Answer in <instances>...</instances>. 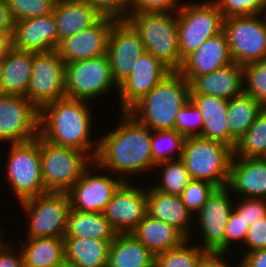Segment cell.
<instances>
[{
	"mask_svg": "<svg viewBox=\"0 0 266 267\" xmlns=\"http://www.w3.org/2000/svg\"><path fill=\"white\" fill-rule=\"evenodd\" d=\"M121 114V125L99 140L93 165L109 169L112 174H119L124 181H129L125 176L155 169L151 151L152 130L127 111Z\"/></svg>",
	"mask_w": 266,
	"mask_h": 267,
	"instance_id": "cell-1",
	"label": "cell"
},
{
	"mask_svg": "<svg viewBox=\"0 0 266 267\" xmlns=\"http://www.w3.org/2000/svg\"><path fill=\"white\" fill-rule=\"evenodd\" d=\"M88 102L64 97L44 105L40 109L39 135L54 145L82 151L94 161L98 143L90 138L92 121Z\"/></svg>",
	"mask_w": 266,
	"mask_h": 267,
	"instance_id": "cell-2",
	"label": "cell"
},
{
	"mask_svg": "<svg viewBox=\"0 0 266 267\" xmlns=\"http://www.w3.org/2000/svg\"><path fill=\"white\" fill-rule=\"evenodd\" d=\"M189 100V82L172 71L127 112L151 130H174L177 114Z\"/></svg>",
	"mask_w": 266,
	"mask_h": 267,
	"instance_id": "cell-3",
	"label": "cell"
},
{
	"mask_svg": "<svg viewBox=\"0 0 266 267\" xmlns=\"http://www.w3.org/2000/svg\"><path fill=\"white\" fill-rule=\"evenodd\" d=\"M175 14H126L125 19L139 33L145 51L162 61L172 71H179L183 61L179 51L177 12Z\"/></svg>",
	"mask_w": 266,
	"mask_h": 267,
	"instance_id": "cell-4",
	"label": "cell"
},
{
	"mask_svg": "<svg viewBox=\"0 0 266 267\" xmlns=\"http://www.w3.org/2000/svg\"><path fill=\"white\" fill-rule=\"evenodd\" d=\"M232 155L229 146L197 136L185 138L181 159L192 180L221 188L227 185Z\"/></svg>",
	"mask_w": 266,
	"mask_h": 267,
	"instance_id": "cell-5",
	"label": "cell"
},
{
	"mask_svg": "<svg viewBox=\"0 0 266 267\" xmlns=\"http://www.w3.org/2000/svg\"><path fill=\"white\" fill-rule=\"evenodd\" d=\"M40 160L41 176L47 192H67L93 161L82 151L54 145L41 136Z\"/></svg>",
	"mask_w": 266,
	"mask_h": 267,
	"instance_id": "cell-6",
	"label": "cell"
},
{
	"mask_svg": "<svg viewBox=\"0 0 266 267\" xmlns=\"http://www.w3.org/2000/svg\"><path fill=\"white\" fill-rule=\"evenodd\" d=\"M178 41L181 60L184 61L208 38L223 31L224 17L213 1L180 5Z\"/></svg>",
	"mask_w": 266,
	"mask_h": 267,
	"instance_id": "cell-7",
	"label": "cell"
},
{
	"mask_svg": "<svg viewBox=\"0 0 266 267\" xmlns=\"http://www.w3.org/2000/svg\"><path fill=\"white\" fill-rule=\"evenodd\" d=\"M9 148L5 174L19 203L46 193L41 176L40 135Z\"/></svg>",
	"mask_w": 266,
	"mask_h": 267,
	"instance_id": "cell-8",
	"label": "cell"
},
{
	"mask_svg": "<svg viewBox=\"0 0 266 267\" xmlns=\"http://www.w3.org/2000/svg\"><path fill=\"white\" fill-rule=\"evenodd\" d=\"M20 204L31 218L27 238L65 236L71 209L67 192H46Z\"/></svg>",
	"mask_w": 266,
	"mask_h": 267,
	"instance_id": "cell-9",
	"label": "cell"
},
{
	"mask_svg": "<svg viewBox=\"0 0 266 267\" xmlns=\"http://www.w3.org/2000/svg\"><path fill=\"white\" fill-rule=\"evenodd\" d=\"M259 15L224 19L230 55L241 66L266 59V25Z\"/></svg>",
	"mask_w": 266,
	"mask_h": 267,
	"instance_id": "cell-10",
	"label": "cell"
},
{
	"mask_svg": "<svg viewBox=\"0 0 266 267\" xmlns=\"http://www.w3.org/2000/svg\"><path fill=\"white\" fill-rule=\"evenodd\" d=\"M114 85L118 89L106 54L65 65V95L68 98L92 101Z\"/></svg>",
	"mask_w": 266,
	"mask_h": 267,
	"instance_id": "cell-11",
	"label": "cell"
},
{
	"mask_svg": "<svg viewBox=\"0 0 266 267\" xmlns=\"http://www.w3.org/2000/svg\"><path fill=\"white\" fill-rule=\"evenodd\" d=\"M65 65L56 50L33 53L32 74L25 97L39 110L66 97Z\"/></svg>",
	"mask_w": 266,
	"mask_h": 267,
	"instance_id": "cell-12",
	"label": "cell"
},
{
	"mask_svg": "<svg viewBox=\"0 0 266 267\" xmlns=\"http://www.w3.org/2000/svg\"><path fill=\"white\" fill-rule=\"evenodd\" d=\"M40 110L25 96L0 94V142L25 143L39 135Z\"/></svg>",
	"mask_w": 266,
	"mask_h": 267,
	"instance_id": "cell-13",
	"label": "cell"
},
{
	"mask_svg": "<svg viewBox=\"0 0 266 267\" xmlns=\"http://www.w3.org/2000/svg\"><path fill=\"white\" fill-rule=\"evenodd\" d=\"M144 52L139 33L126 19H117L110 29L106 51L117 85L131 74L135 62Z\"/></svg>",
	"mask_w": 266,
	"mask_h": 267,
	"instance_id": "cell-14",
	"label": "cell"
},
{
	"mask_svg": "<svg viewBox=\"0 0 266 267\" xmlns=\"http://www.w3.org/2000/svg\"><path fill=\"white\" fill-rule=\"evenodd\" d=\"M230 192V193H229ZM229 188H216L197 212L203 243L199 247L207 252L224 253V235L228 217L235 207ZM233 202V203H232Z\"/></svg>",
	"mask_w": 266,
	"mask_h": 267,
	"instance_id": "cell-15",
	"label": "cell"
},
{
	"mask_svg": "<svg viewBox=\"0 0 266 267\" xmlns=\"http://www.w3.org/2000/svg\"><path fill=\"white\" fill-rule=\"evenodd\" d=\"M93 161L79 180L67 191L72 209L84 212H103L114 193L125 182L119 175L90 174Z\"/></svg>",
	"mask_w": 266,
	"mask_h": 267,
	"instance_id": "cell-16",
	"label": "cell"
},
{
	"mask_svg": "<svg viewBox=\"0 0 266 267\" xmlns=\"http://www.w3.org/2000/svg\"><path fill=\"white\" fill-rule=\"evenodd\" d=\"M125 181L103 211L117 233H131L147 215L146 190Z\"/></svg>",
	"mask_w": 266,
	"mask_h": 267,
	"instance_id": "cell-17",
	"label": "cell"
},
{
	"mask_svg": "<svg viewBox=\"0 0 266 267\" xmlns=\"http://www.w3.org/2000/svg\"><path fill=\"white\" fill-rule=\"evenodd\" d=\"M117 18L103 15L93 26L59 42L56 52L65 64L106 54L110 29Z\"/></svg>",
	"mask_w": 266,
	"mask_h": 267,
	"instance_id": "cell-18",
	"label": "cell"
},
{
	"mask_svg": "<svg viewBox=\"0 0 266 267\" xmlns=\"http://www.w3.org/2000/svg\"><path fill=\"white\" fill-rule=\"evenodd\" d=\"M171 72L167 65L149 52L141 54L131 74L118 85L121 111H128Z\"/></svg>",
	"mask_w": 266,
	"mask_h": 267,
	"instance_id": "cell-19",
	"label": "cell"
},
{
	"mask_svg": "<svg viewBox=\"0 0 266 267\" xmlns=\"http://www.w3.org/2000/svg\"><path fill=\"white\" fill-rule=\"evenodd\" d=\"M13 48L33 53L56 50L57 23L53 13L14 22Z\"/></svg>",
	"mask_w": 266,
	"mask_h": 267,
	"instance_id": "cell-20",
	"label": "cell"
},
{
	"mask_svg": "<svg viewBox=\"0 0 266 267\" xmlns=\"http://www.w3.org/2000/svg\"><path fill=\"white\" fill-rule=\"evenodd\" d=\"M226 187L233 190L238 197L265 199L266 157L232 155Z\"/></svg>",
	"mask_w": 266,
	"mask_h": 267,
	"instance_id": "cell-21",
	"label": "cell"
},
{
	"mask_svg": "<svg viewBox=\"0 0 266 267\" xmlns=\"http://www.w3.org/2000/svg\"><path fill=\"white\" fill-rule=\"evenodd\" d=\"M233 63L224 31L208 38L184 61L179 72L190 82L200 75L209 74Z\"/></svg>",
	"mask_w": 266,
	"mask_h": 267,
	"instance_id": "cell-22",
	"label": "cell"
},
{
	"mask_svg": "<svg viewBox=\"0 0 266 267\" xmlns=\"http://www.w3.org/2000/svg\"><path fill=\"white\" fill-rule=\"evenodd\" d=\"M190 95H211L225 100L244 93L243 66L233 62L190 82Z\"/></svg>",
	"mask_w": 266,
	"mask_h": 267,
	"instance_id": "cell-23",
	"label": "cell"
},
{
	"mask_svg": "<svg viewBox=\"0 0 266 267\" xmlns=\"http://www.w3.org/2000/svg\"><path fill=\"white\" fill-rule=\"evenodd\" d=\"M57 23L58 44L61 40L93 26L103 15L88 2L57 0L53 9Z\"/></svg>",
	"mask_w": 266,
	"mask_h": 267,
	"instance_id": "cell-24",
	"label": "cell"
},
{
	"mask_svg": "<svg viewBox=\"0 0 266 267\" xmlns=\"http://www.w3.org/2000/svg\"><path fill=\"white\" fill-rule=\"evenodd\" d=\"M146 193L147 213L156 219L175 226L189 238V228L192 226L193 214L186 209L181 196L166 194L153 187L149 191L146 190Z\"/></svg>",
	"mask_w": 266,
	"mask_h": 267,
	"instance_id": "cell-25",
	"label": "cell"
},
{
	"mask_svg": "<svg viewBox=\"0 0 266 267\" xmlns=\"http://www.w3.org/2000/svg\"><path fill=\"white\" fill-rule=\"evenodd\" d=\"M190 100L202 114L200 137L229 146L228 100L211 95H190Z\"/></svg>",
	"mask_w": 266,
	"mask_h": 267,
	"instance_id": "cell-26",
	"label": "cell"
},
{
	"mask_svg": "<svg viewBox=\"0 0 266 267\" xmlns=\"http://www.w3.org/2000/svg\"><path fill=\"white\" fill-rule=\"evenodd\" d=\"M131 234L155 256L181 245L188 239L175 226L156 219L148 213Z\"/></svg>",
	"mask_w": 266,
	"mask_h": 267,
	"instance_id": "cell-27",
	"label": "cell"
},
{
	"mask_svg": "<svg viewBox=\"0 0 266 267\" xmlns=\"http://www.w3.org/2000/svg\"><path fill=\"white\" fill-rule=\"evenodd\" d=\"M156 256L131 233H117L110 243L106 267H152Z\"/></svg>",
	"mask_w": 266,
	"mask_h": 267,
	"instance_id": "cell-28",
	"label": "cell"
},
{
	"mask_svg": "<svg viewBox=\"0 0 266 267\" xmlns=\"http://www.w3.org/2000/svg\"><path fill=\"white\" fill-rule=\"evenodd\" d=\"M33 52L12 48L2 62L0 94L26 96L32 74Z\"/></svg>",
	"mask_w": 266,
	"mask_h": 267,
	"instance_id": "cell-29",
	"label": "cell"
},
{
	"mask_svg": "<svg viewBox=\"0 0 266 267\" xmlns=\"http://www.w3.org/2000/svg\"><path fill=\"white\" fill-rule=\"evenodd\" d=\"M112 241L64 237V261L74 267H106Z\"/></svg>",
	"mask_w": 266,
	"mask_h": 267,
	"instance_id": "cell-30",
	"label": "cell"
},
{
	"mask_svg": "<svg viewBox=\"0 0 266 267\" xmlns=\"http://www.w3.org/2000/svg\"><path fill=\"white\" fill-rule=\"evenodd\" d=\"M21 246L24 267H56L64 261V237L27 238Z\"/></svg>",
	"mask_w": 266,
	"mask_h": 267,
	"instance_id": "cell-31",
	"label": "cell"
},
{
	"mask_svg": "<svg viewBox=\"0 0 266 267\" xmlns=\"http://www.w3.org/2000/svg\"><path fill=\"white\" fill-rule=\"evenodd\" d=\"M117 232L103 212H84L70 209L64 237L92 238L97 240H114Z\"/></svg>",
	"mask_w": 266,
	"mask_h": 267,
	"instance_id": "cell-32",
	"label": "cell"
},
{
	"mask_svg": "<svg viewBox=\"0 0 266 267\" xmlns=\"http://www.w3.org/2000/svg\"><path fill=\"white\" fill-rule=\"evenodd\" d=\"M263 108L258 101L245 93L228 100L229 147L232 150Z\"/></svg>",
	"mask_w": 266,
	"mask_h": 267,
	"instance_id": "cell-33",
	"label": "cell"
},
{
	"mask_svg": "<svg viewBox=\"0 0 266 267\" xmlns=\"http://www.w3.org/2000/svg\"><path fill=\"white\" fill-rule=\"evenodd\" d=\"M233 156L266 157V107L261 110L254 123L236 142Z\"/></svg>",
	"mask_w": 266,
	"mask_h": 267,
	"instance_id": "cell-34",
	"label": "cell"
},
{
	"mask_svg": "<svg viewBox=\"0 0 266 267\" xmlns=\"http://www.w3.org/2000/svg\"><path fill=\"white\" fill-rule=\"evenodd\" d=\"M185 137L176 130H152L151 151L155 164L182 157ZM176 153V154H175Z\"/></svg>",
	"mask_w": 266,
	"mask_h": 267,
	"instance_id": "cell-35",
	"label": "cell"
},
{
	"mask_svg": "<svg viewBox=\"0 0 266 267\" xmlns=\"http://www.w3.org/2000/svg\"><path fill=\"white\" fill-rule=\"evenodd\" d=\"M164 169L161 182L153 188L166 194L180 196L186 185L191 181V177L185 167L183 160H168L155 165V168Z\"/></svg>",
	"mask_w": 266,
	"mask_h": 267,
	"instance_id": "cell-36",
	"label": "cell"
},
{
	"mask_svg": "<svg viewBox=\"0 0 266 267\" xmlns=\"http://www.w3.org/2000/svg\"><path fill=\"white\" fill-rule=\"evenodd\" d=\"M190 239H186L175 248L157 254L155 264L158 267H196L207 251L197 244L189 246Z\"/></svg>",
	"mask_w": 266,
	"mask_h": 267,
	"instance_id": "cell-37",
	"label": "cell"
},
{
	"mask_svg": "<svg viewBox=\"0 0 266 267\" xmlns=\"http://www.w3.org/2000/svg\"><path fill=\"white\" fill-rule=\"evenodd\" d=\"M244 93L266 107V59L243 66Z\"/></svg>",
	"mask_w": 266,
	"mask_h": 267,
	"instance_id": "cell-38",
	"label": "cell"
},
{
	"mask_svg": "<svg viewBox=\"0 0 266 267\" xmlns=\"http://www.w3.org/2000/svg\"><path fill=\"white\" fill-rule=\"evenodd\" d=\"M13 22L53 13L57 0H5Z\"/></svg>",
	"mask_w": 266,
	"mask_h": 267,
	"instance_id": "cell-39",
	"label": "cell"
},
{
	"mask_svg": "<svg viewBox=\"0 0 266 267\" xmlns=\"http://www.w3.org/2000/svg\"><path fill=\"white\" fill-rule=\"evenodd\" d=\"M202 119L200 110L189 100L177 114L174 130L185 138L201 136Z\"/></svg>",
	"mask_w": 266,
	"mask_h": 267,
	"instance_id": "cell-40",
	"label": "cell"
},
{
	"mask_svg": "<svg viewBox=\"0 0 266 267\" xmlns=\"http://www.w3.org/2000/svg\"><path fill=\"white\" fill-rule=\"evenodd\" d=\"M216 188L217 187L210 182L191 179L180 196L186 209L194 214V212H198L202 208L208 197Z\"/></svg>",
	"mask_w": 266,
	"mask_h": 267,
	"instance_id": "cell-41",
	"label": "cell"
},
{
	"mask_svg": "<svg viewBox=\"0 0 266 267\" xmlns=\"http://www.w3.org/2000/svg\"><path fill=\"white\" fill-rule=\"evenodd\" d=\"M222 12L224 19L262 13L266 0H212Z\"/></svg>",
	"mask_w": 266,
	"mask_h": 267,
	"instance_id": "cell-42",
	"label": "cell"
},
{
	"mask_svg": "<svg viewBox=\"0 0 266 267\" xmlns=\"http://www.w3.org/2000/svg\"><path fill=\"white\" fill-rule=\"evenodd\" d=\"M179 8L178 0H129L127 14L177 12Z\"/></svg>",
	"mask_w": 266,
	"mask_h": 267,
	"instance_id": "cell-43",
	"label": "cell"
},
{
	"mask_svg": "<svg viewBox=\"0 0 266 267\" xmlns=\"http://www.w3.org/2000/svg\"><path fill=\"white\" fill-rule=\"evenodd\" d=\"M248 228L249 226L242 219V216H240L233 208L228 217V222L224 235V253L231 249L230 245L234 242V240H238L239 242L240 240L242 242L245 241Z\"/></svg>",
	"mask_w": 266,
	"mask_h": 267,
	"instance_id": "cell-44",
	"label": "cell"
},
{
	"mask_svg": "<svg viewBox=\"0 0 266 267\" xmlns=\"http://www.w3.org/2000/svg\"><path fill=\"white\" fill-rule=\"evenodd\" d=\"M241 200L244 203L238 204L234 210L242 216L248 226L266 216V200L264 198H241Z\"/></svg>",
	"mask_w": 266,
	"mask_h": 267,
	"instance_id": "cell-45",
	"label": "cell"
},
{
	"mask_svg": "<svg viewBox=\"0 0 266 267\" xmlns=\"http://www.w3.org/2000/svg\"><path fill=\"white\" fill-rule=\"evenodd\" d=\"M88 2L102 15L125 19L128 10V0H79Z\"/></svg>",
	"mask_w": 266,
	"mask_h": 267,
	"instance_id": "cell-46",
	"label": "cell"
},
{
	"mask_svg": "<svg viewBox=\"0 0 266 267\" xmlns=\"http://www.w3.org/2000/svg\"><path fill=\"white\" fill-rule=\"evenodd\" d=\"M244 245L249 248L248 252L266 249V216L249 226Z\"/></svg>",
	"mask_w": 266,
	"mask_h": 267,
	"instance_id": "cell-47",
	"label": "cell"
},
{
	"mask_svg": "<svg viewBox=\"0 0 266 267\" xmlns=\"http://www.w3.org/2000/svg\"><path fill=\"white\" fill-rule=\"evenodd\" d=\"M0 234V267H24L22 252L16 254L15 248L10 247L12 244L3 243Z\"/></svg>",
	"mask_w": 266,
	"mask_h": 267,
	"instance_id": "cell-48",
	"label": "cell"
},
{
	"mask_svg": "<svg viewBox=\"0 0 266 267\" xmlns=\"http://www.w3.org/2000/svg\"><path fill=\"white\" fill-rule=\"evenodd\" d=\"M245 254L238 264L240 267H266V249H258Z\"/></svg>",
	"mask_w": 266,
	"mask_h": 267,
	"instance_id": "cell-49",
	"label": "cell"
},
{
	"mask_svg": "<svg viewBox=\"0 0 266 267\" xmlns=\"http://www.w3.org/2000/svg\"><path fill=\"white\" fill-rule=\"evenodd\" d=\"M14 22L5 0H0V34L13 33Z\"/></svg>",
	"mask_w": 266,
	"mask_h": 267,
	"instance_id": "cell-50",
	"label": "cell"
},
{
	"mask_svg": "<svg viewBox=\"0 0 266 267\" xmlns=\"http://www.w3.org/2000/svg\"><path fill=\"white\" fill-rule=\"evenodd\" d=\"M226 253L207 252L198 262L196 267H230L223 260Z\"/></svg>",
	"mask_w": 266,
	"mask_h": 267,
	"instance_id": "cell-51",
	"label": "cell"
},
{
	"mask_svg": "<svg viewBox=\"0 0 266 267\" xmlns=\"http://www.w3.org/2000/svg\"><path fill=\"white\" fill-rule=\"evenodd\" d=\"M13 48L12 35L0 34V63L4 61L10 50Z\"/></svg>",
	"mask_w": 266,
	"mask_h": 267,
	"instance_id": "cell-52",
	"label": "cell"
},
{
	"mask_svg": "<svg viewBox=\"0 0 266 267\" xmlns=\"http://www.w3.org/2000/svg\"><path fill=\"white\" fill-rule=\"evenodd\" d=\"M56 267H74V266L66 261H63L61 264L57 265Z\"/></svg>",
	"mask_w": 266,
	"mask_h": 267,
	"instance_id": "cell-53",
	"label": "cell"
},
{
	"mask_svg": "<svg viewBox=\"0 0 266 267\" xmlns=\"http://www.w3.org/2000/svg\"><path fill=\"white\" fill-rule=\"evenodd\" d=\"M263 12H265V17H266V4H265L264 8L262 9V13H261V15L263 14ZM264 23H265V25H266V18H265Z\"/></svg>",
	"mask_w": 266,
	"mask_h": 267,
	"instance_id": "cell-54",
	"label": "cell"
},
{
	"mask_svg": "<svg viewBox=\"0 0 266 267\" xmlns=\"http://www.w3.org/2000/svg\"><path fill=\"white\" fill-rule=\"evenodd\" d=\"M1 78H2V63H0V85H1Z\"/></svg>",
	"mask_w": 266,
	"mask_h": 267,
	"instance_id": "cell-55",
	"label": "cell"
}]
</instances>
